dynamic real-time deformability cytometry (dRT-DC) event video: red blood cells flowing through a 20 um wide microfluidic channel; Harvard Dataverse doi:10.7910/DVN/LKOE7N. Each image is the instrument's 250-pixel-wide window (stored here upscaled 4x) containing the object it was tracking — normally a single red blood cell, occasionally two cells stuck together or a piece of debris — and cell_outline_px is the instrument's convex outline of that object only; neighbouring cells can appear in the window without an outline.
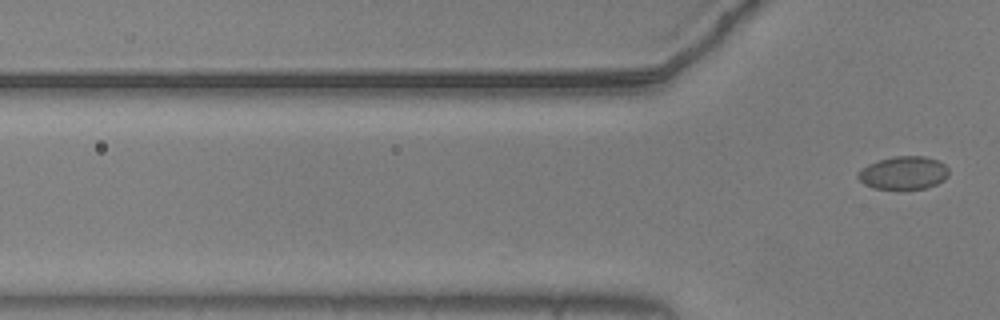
{"species": "common noctule bat (a hibernating species)", "species_latin": "Nyctalus noctula", "temperature_condition": "warm", "stored_images_in_passage": 3, "camera_frame_rate_fps": 3000, "um_per_image_px": 0.085, "animal": {"sex": "male", "body_mass_g": 20.5, "forearm_length_mm": 52.5}, "frame": {"image": 1, "passage_image": 3, "time_ms": 0.667, "image_size_px": [1000, 320], "cell_outline_px": [[948, 176], [944, 180], [936, 184], [924, 188], [872, 188], [864, 184], [856, 176], [868, 164], [880, 160], [896, 156], [924, 156], [936, 160], [944, 164], [948, 168]], "centroid_in_image_um": [76.82, 14.69], "position_along_channel_um": 49.0, "area_um2": 17.11}}